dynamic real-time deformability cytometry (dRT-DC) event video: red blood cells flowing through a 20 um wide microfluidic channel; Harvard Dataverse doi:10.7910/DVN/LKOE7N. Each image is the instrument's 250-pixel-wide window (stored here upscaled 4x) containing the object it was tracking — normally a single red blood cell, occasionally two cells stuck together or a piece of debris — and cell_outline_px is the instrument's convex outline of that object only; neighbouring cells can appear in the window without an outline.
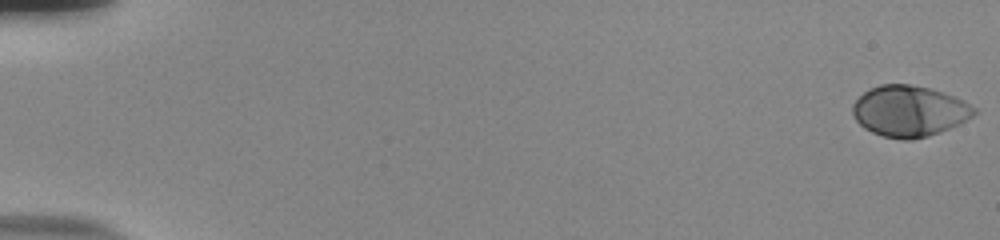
{"species": "human", "species_latin": "Homo sapiens", "temperature_condition": "room temperature", "stored_images_in_passage": 56, "camera_frame_rate_fps": 3000, "um_per_image_px": 0.085, "donor": {"sex": "male"}, "frame": {"image": 1, "passage_image": 1, "time_ms": 0.0, "image_size_px": [1000, 240], "cell_outline_px": [[976, 112], [972, 116], [960, 124], [940, 132], [928, 136], [912, 140], [904, 140], [884, 136], [872, 132], [864, 128], [856, 120], [852, 112], [852, 104], [868, 88], [880, 84], [908, 84], [928, 88], [944, 92], [956, 96], [964, 100], [976, 108]], "centroid_in_image_um": [77.29, 9.44], "position_along_channel_um": 7.7, "area_um2": 36.24}}
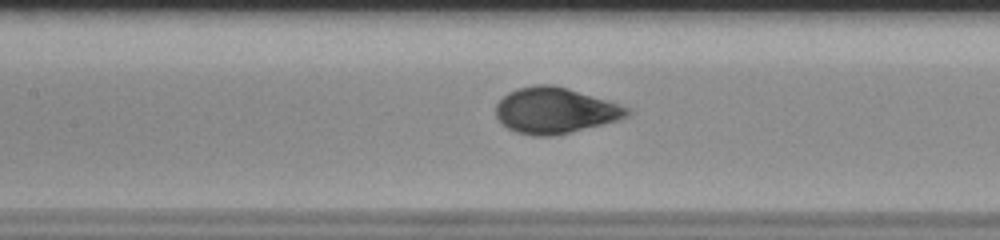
{"frame": {"image": 2, "passage_image": 28, "time_ms": 9.0, "image_size_px": [1000, 240], "cell_outline_px": [[632, 112], [628, 116], [620, 120], [552, 136], [532, 136], [516, 132], [500, 124], [496, 116], [496, 104], [508, 92], [516, 88], [536, 84], [552, 84], [568, 88], [620, 104], [632, 108]], "centroid_in_image_um": [47.18, 9.39], "position_along_channel_um": 160.2, "area_um2": 35.37}}
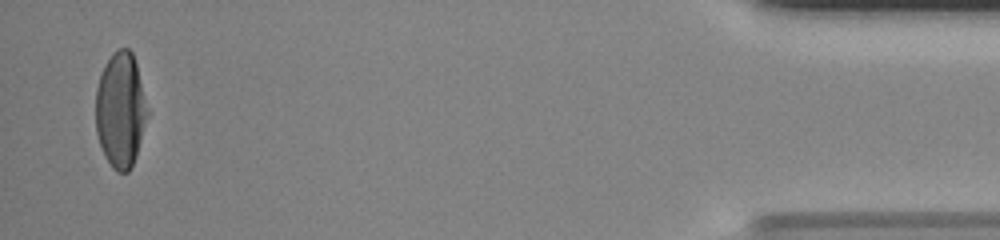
{"frame": {"image": 3, "passage_image": 55, "time_ms": 18.0, "image_size_px": [1000, 240], "cell_outline_px": [[148, 116], [136, 156], [128, 172], [116, 172], [112, 168], [104, 156], [96, 132], [96, 88], [104, 64], [112, 52], [120, 48], [128, 48], [132, 52], [136, 64], [148, 112]], "centroid_in_image_um": [10.23, 9.36], "position_along_channel_um": 425.0, "area_um2": 34.62}, "authors_computed_cell_mechanics": {"area_um2": 34.7956, "velocity_mm_per_s": 3.7501, "shape_relaxation_time_tau1_ms": 3.5766, "shape_relaxation_time_tau2_ms": null, "deformation_change_tau1": 0.2003, "deformation_change_tau2": null}}